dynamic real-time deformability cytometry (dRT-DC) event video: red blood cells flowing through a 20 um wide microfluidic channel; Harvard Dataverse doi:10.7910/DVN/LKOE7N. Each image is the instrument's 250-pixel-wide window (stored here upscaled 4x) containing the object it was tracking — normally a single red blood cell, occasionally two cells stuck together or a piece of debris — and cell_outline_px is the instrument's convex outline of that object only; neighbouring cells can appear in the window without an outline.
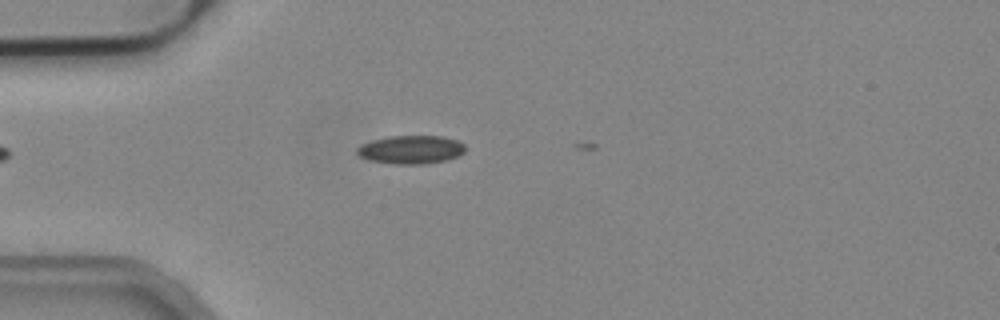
{"species": "common noctule bat (a hibernating species)", "species_latin": "Nyctalus noctula", "temperature_condition": "cold", "stored_images_in_passage": 3, "camera_frame_rate_fps": 3000, "um_per_image_px": 0.085, "animal": {"sex": "male", "body_mass_g": 19.2, "forearm_length_mm": 51.8}, "frame": {"image": 1, "passage_image": 2, "time_ms": 0.333, "image_size_px": [1000, 320], "cell_outline_px": [[464, 152], [448, 160], [424, 164], [392, 164], [368, 160], [360, 156], [356, 152], [356, 148], [372, 140], [388, 136], [444, 136], [456, 140], [464, 144]], "centroid_in_image_um": [34.92, 12.72], "position_along_channel_um": 50.1, "area_um2": 17.92}}